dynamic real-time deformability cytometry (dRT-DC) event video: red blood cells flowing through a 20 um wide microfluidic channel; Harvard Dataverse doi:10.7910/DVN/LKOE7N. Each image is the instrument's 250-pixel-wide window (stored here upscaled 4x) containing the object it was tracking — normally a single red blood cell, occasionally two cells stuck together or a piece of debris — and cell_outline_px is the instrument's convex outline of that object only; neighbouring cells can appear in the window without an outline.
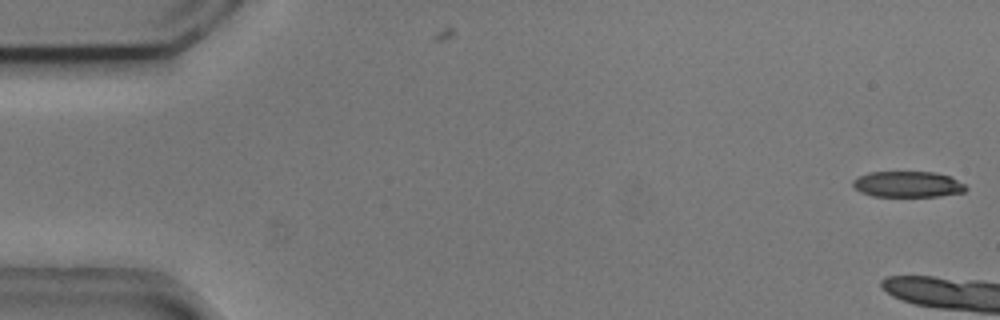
{"species": "common noctule bat (a hibernating species)", "species_latin": "Nyctalus noctula", "temperature_condition": "cold", "stored_images_in_passage": 2, "camera_frame_rate_fps": 3000, "um_per_image_px": 0.085, "animal": {"sex": "male", "body_mass_g": 20.5, "forearm_length_mm": 52.5}, "frame": {"image": 1, "passage_image": 2, "time_ms": 0.333, "image_size_px": [1000, 320], "cell_outline_px": [[968, 188], [964, 192], [940, 196], [872, 196], [860, 192], [852, 184], [852, 180], [856, 176], [868, 172], [936, 172], [948, 176], [964, 184]], "centroid_in_image_um": [77.12, 15.66], "position_along_channel_um": 7.9, "area_um2": 17.11}}